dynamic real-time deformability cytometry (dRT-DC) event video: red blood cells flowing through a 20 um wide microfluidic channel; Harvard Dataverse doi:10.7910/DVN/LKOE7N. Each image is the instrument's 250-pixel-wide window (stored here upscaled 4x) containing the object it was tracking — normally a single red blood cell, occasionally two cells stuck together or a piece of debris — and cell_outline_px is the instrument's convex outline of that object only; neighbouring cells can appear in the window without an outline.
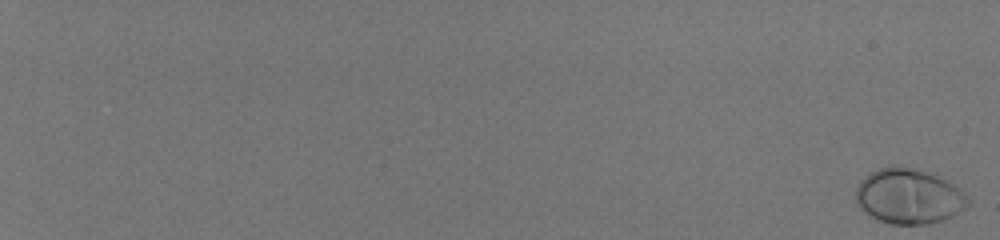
{"species": "human", "species_latin": "Homo sapiens", "temperature_condition": "room temperature", "stored_images_in_passage": 57, "camera_frame_rate_fps": 3000, "um_per_image_px": 0.085, "donor": {"sex": "male"}, "frame": {"image": 1, "passage_image": 1, "time_ms": 0.0, "image_size_px": [1000, 240], "cell_outline_px": [[972, 204], [952, 216], [944, 220], [928, 224], [892, 224], [880, 220], [864, 212], [856, 204], [856, 188], [860, 180], [868, 172], [880, 168], [916, 168], [936, 172], [964, 192], [972, 200]], "centroid_in_image_um": [77.3, 16.68], "position_along_channel_um": 7.7, "area_um2": 36.47}}
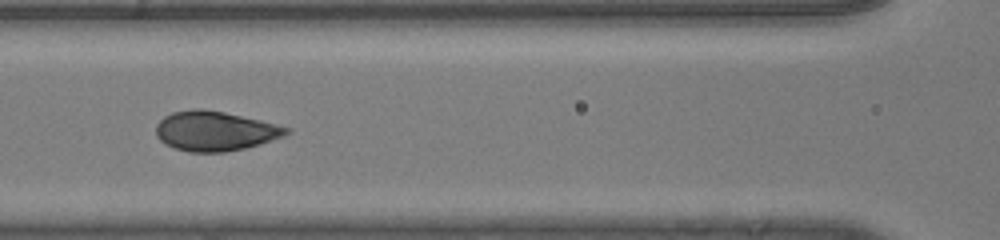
{"frame": {"image": 2, "passage_image": 33, "time_ms": 10.667, "image_size_px": [1000, 240], "cell_outline_px": [[292, 132], [284, 136], [260, 144], [244, 148], [224, 152], [188, 152], [164, 144], [156, 136], [156, 124], [164, 116], [172, 112], [192, 108], [200, 108], [224, 112], [260, 120], [276, 124], [288, 128]], "centroid_in_image_um": [18.25, 11.13], "position_along_channel_um": 148.4, "area_um2": 30.17}}
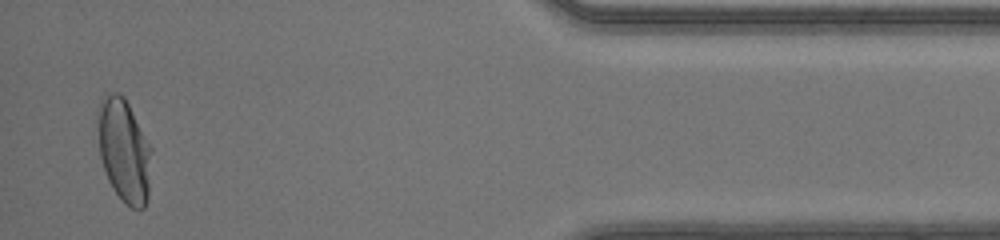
{"frame": {"image": 3, "passage_image": 56, "time_ms": 18.333, "image_size_px": [1000, 240], "cell_outline_px": [[152, 148], [148, 200], [144, 208], [132, 208], [124, 204], [120, 200], [112, 188], [108, 180], [100, 156], [96, 112], [96, 108], [104, 92], [120, 92], [124, 96]], "centroid_in_image_um": [10.52, 12.76], "position_along_channel_um": 424.7, "area_um2": 33.0}, "authors_computed_cell_mechanics": {"area_um2": 30.9808, "velocity_mm_per_s": 4.1611, "shape_relaxation_time_tau1_ms": 2.4943, "shape_relaxation_time_tau2_ms": null, "deformation_change_tau1": 0.1581, "deformation_change_tau2": null}}